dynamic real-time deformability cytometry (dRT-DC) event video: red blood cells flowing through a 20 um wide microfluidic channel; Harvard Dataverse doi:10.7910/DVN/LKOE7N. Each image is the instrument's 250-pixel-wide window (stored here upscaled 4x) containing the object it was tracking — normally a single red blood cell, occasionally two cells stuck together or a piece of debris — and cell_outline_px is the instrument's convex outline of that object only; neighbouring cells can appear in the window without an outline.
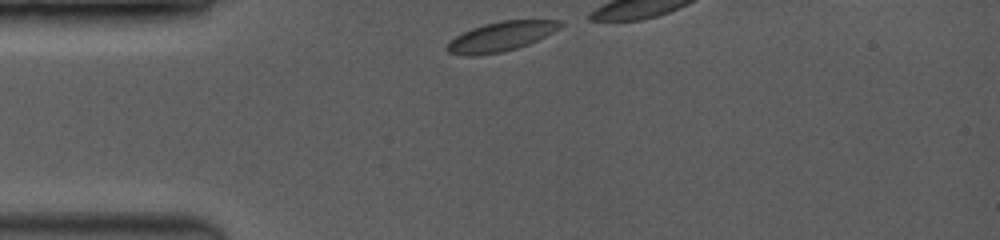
{"species": "common noctule bat (a hibernating species)", "species_latin": "Nyctalus noctula", "temperature_condition": "room temperature", "stored_images_in_passage": 6, "camera_frame_rate_fps": 3500, "um_per_image_px": 0.085, "animal": {"sex": "female", "body_mass_g": 19.0, "forearm_length_mm": 53.3}, "frame": {"image": 1, "passage_image": 1, "time_ms": 0.0, "image_size_px": [1000, 240], "cell_outline_px": [[564, 24], [560, 28], [528, 44], [516, 48], [500, 52], [472, 56], [448, 52], [444, 48], [448, 40], [472, 28], [484, 24], [500, 20], [564, 20]], "centroid_in_image_um": [42.56, 3.09], "position_along_channel_um": 42.4, "area_um2": 19.36}}